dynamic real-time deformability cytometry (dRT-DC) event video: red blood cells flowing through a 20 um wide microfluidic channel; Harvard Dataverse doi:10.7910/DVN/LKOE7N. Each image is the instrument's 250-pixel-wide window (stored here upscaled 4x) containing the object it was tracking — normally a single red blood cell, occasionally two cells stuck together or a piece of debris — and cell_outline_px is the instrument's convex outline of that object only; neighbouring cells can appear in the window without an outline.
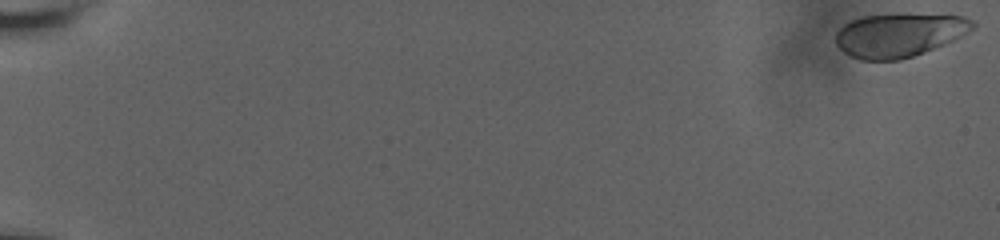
{"species": "human", "species_latin": "Homo sapiens", "temperature_condition": "room temperature", "stored_images_in_passage": 60, "camera_frame_rate_fps": 3000, "um_per_image_px": 0.085, "donor": {"sex": "male"}, "frame": {"image": 1, "passage_image": 1, "time_ms": 0.0, "image_size_px": [1000, 240], "cell_outline_px": [[976, 24], [968, 32], [944, 44], [924, 52], [900, 60], [860, 60], [844, 52], [836, 44], [836, 32], [844, 24], [852, 20], [864, 16], [900, 12], [964, 16], [972, 20]], "centroid_in_image_um": [76.43, 2.94], "position_along_channel_um": 8.6, "area_um2": 35.2}}
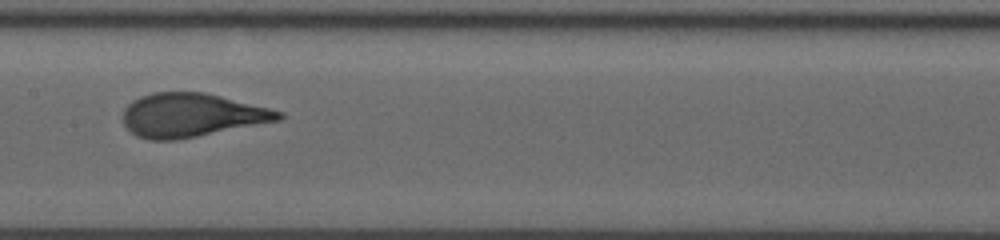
{"frame": {"image": 2, "passage_image": 34, "time_ms": 11.0, "image_size_px": [1000, 240], "cell_outline_px": [[284, 116], [280, 120], [176, 140], [148, 140], [136, 136], [124, 124], [124, 108], [132, 100], [140, 96], [152, 92], [204, 92], [284, 112]], "centroid_in_image_um": [16.25, 9.78], "position_along_channel_um": 191.2, "area_um2": 39.3}}
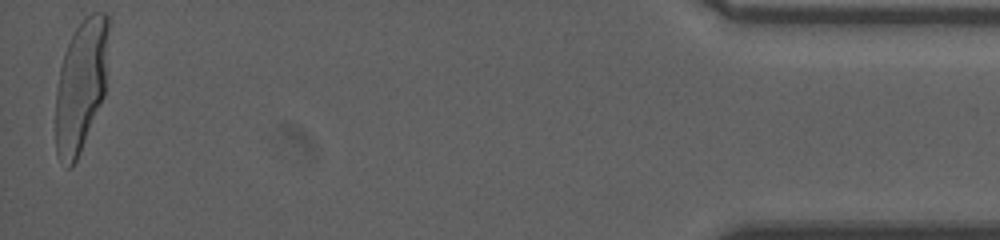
{"frame": {"image": 3, "passage_image": 60, "time_ms": 19.667, "image_size_px": [1000, 240], "cell_outline_px": [[108, 32], [104, 96], [80, 152], [72, 168], [64, 168], [56, 152], [56, 92], [60, 68], [68, 44], [76, 28], [92, 12], [108, 12]], "centroid_in_image_um": [6.87, 7.31], "position_along_channel_um": 428.3, "area_um2": 40.23}, "authors_computed_cell_mechanics": {"area_um2": 38.8994, "velocity_mm_per_s": 3.6622, "shape_relaxation_time_tau1_ms": 3.3115, "shape_relaxation_time_tau2_ms": null, "deformation_change_tau1": 0.1846, "deformation_change_tau2": null}}